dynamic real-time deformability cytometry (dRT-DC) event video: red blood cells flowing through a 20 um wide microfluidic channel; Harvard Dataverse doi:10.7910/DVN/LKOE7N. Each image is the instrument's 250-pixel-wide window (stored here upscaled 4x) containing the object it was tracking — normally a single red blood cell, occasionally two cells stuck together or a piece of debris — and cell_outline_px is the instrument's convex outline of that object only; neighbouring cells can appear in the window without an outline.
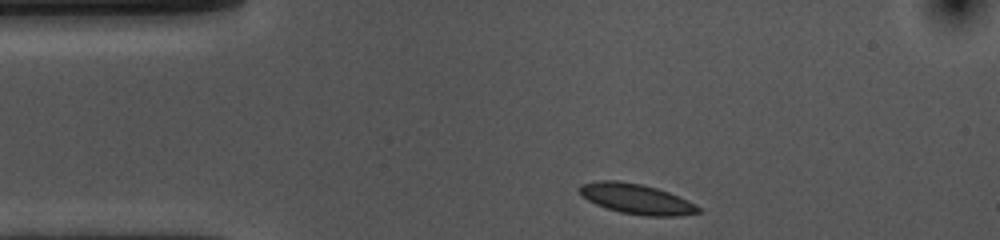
{"species": "common noctule bat (a hibernating species)", "species_latin": "Nyctalus noctula", "temperature_condition": "cold", "stored_images_in_passage": 34, "camera_frame_rate_fps": 3000, "um_per_image_px": 0.085, "animal": {"sex": "female", "body_mass_g": 10.0, "forearm_length_mm": 53.1}, "frame": {"image": 1, "passage_image": 1, "time_ms": 0.0, "image_size_px": [1000, 240], "cell_outline_px": [[704, 212], [680, 216], [644, 216], [620, 212], [596, 204], [580, 196], [576, 188], [580, 184], [600, 180], [616, 180], [640, 184], [656, 188], [668, 192], [688, 200], [696, 204]], "centroid_in_image_um": [54.09, 16.91], "position_along_channel_um": 30.9, "area_um2": 21.1}}
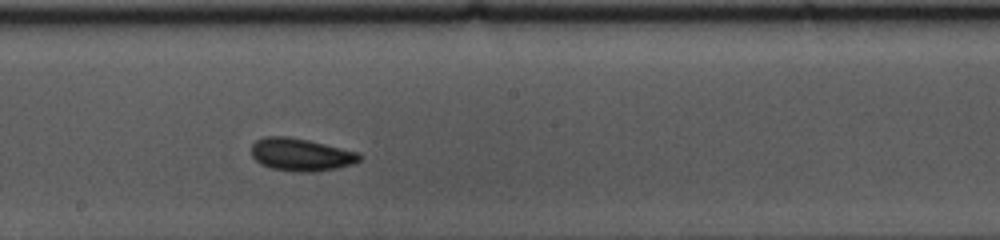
{"frame": {"image": 2, "passage_image": 20, "time_ms": 6.333, "image_size_px": [1000, 240], "cell_outline_px": [[364, 156], [356, 164], [336, 168], [312, 172], [296, 172], [272, 168], [260, 164], [252, 156], [252, 144], [256, 140], [264, 136], [284, 136], [308, 140], [360, 152]], "centroid_in_image_um": [25.62, 13.14], "position_along_channel_um": 222.6, "area_um2": 20.75}}
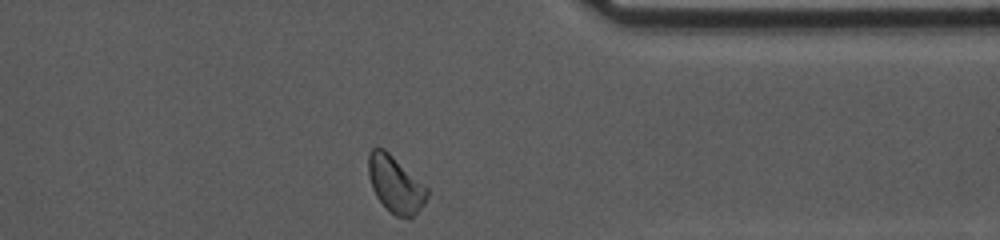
{"frame": {"image": 3, "passage_image": 34, "time_ms": 11.0, "image_size_px": [1000, 240], "cell_outline_px": [[428, 196], [424, 204], [412, 216], [396, 216], [376, 196], [372, 188], [368, 176], [368, 152], [372, 148], [384, 148], [428, 188]], "centroid_in_image_um": [33.59, 15.62], "position_along_channel_um": 377.8, "area_um2": 18.96}, "authors_computed_cell_mechanics": {"area_um2": 20.2011, "velocity_mm_per_s": 3.573, "shape_relaxation_time_tau1_ms": 9.2842, "shape_relaxation_time_tau2_ms": 3.2453, "deformation_change_tau1": 0.1701, "deformation_change_tau2": 0.0777}}